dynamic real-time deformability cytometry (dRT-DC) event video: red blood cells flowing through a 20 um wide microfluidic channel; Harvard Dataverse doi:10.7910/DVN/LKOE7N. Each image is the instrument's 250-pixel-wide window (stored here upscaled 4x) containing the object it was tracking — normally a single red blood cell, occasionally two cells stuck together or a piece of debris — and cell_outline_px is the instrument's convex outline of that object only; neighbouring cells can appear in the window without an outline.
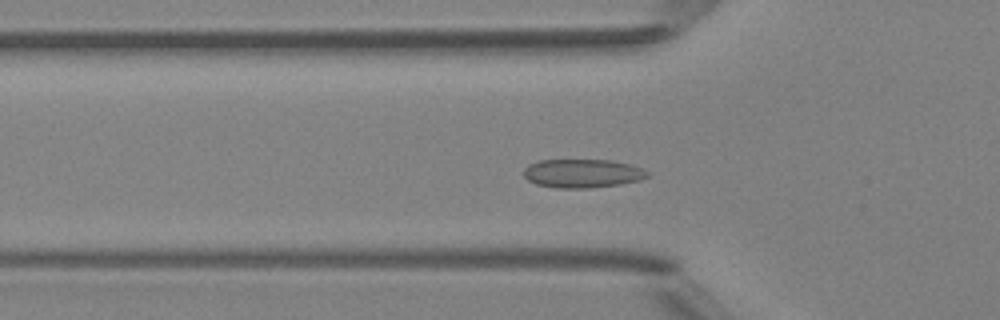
{"species": "Egyptian fruit bat (a non-hibernating species)", "species_latin": "Rousettus aegyptiacus", "temperature_condition": "room temperature", "stored_images_in_passage": 44, "camera_frame_rate_fps": 3000, "um_per_image_px": 0.085, "animal": {"sex": "female"}, "frame": {"image": 1, "passage_image": 15, "time_ms": 4.667, "image_size_px": [1000, 320], "cell_outline_px": [[648, 176], [640, 180], [620, 184], [588, 188], [556, 188], [536, 184], [528, 180], [524, 176], [524, 168], [528, 164], [540, 160], [608, 160], [628, 164], [640, 168], [648, 172]], "centroid_in_image_um": [49.46, 14.74], "position_along_channel_um": 76.3, "area_um2": 20.52}}
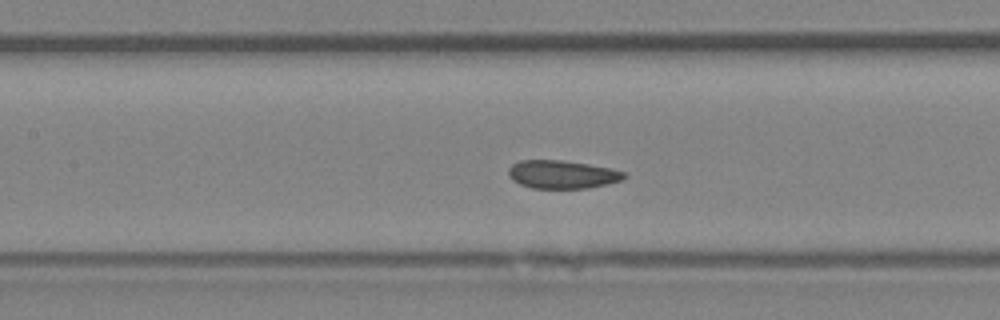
{"frame": {"image": 2, "passage_image": 21, "time_ms": 6.667, "image_size_px": [1000, 320], "cell_outline_px": [[628, 176], [624, 180], [608, 184], [588, 188], [532, 188], [520, 184], [512, 180], [508, 176], [508, 168], [512, 164], [520, 160], [560, 160], [588, 164], [612, 168], [624, 172]], "centroid_in_image_um": [47.8, 14.83], "position_along_channel_um": 159.6, "area_um2": 19.19}}
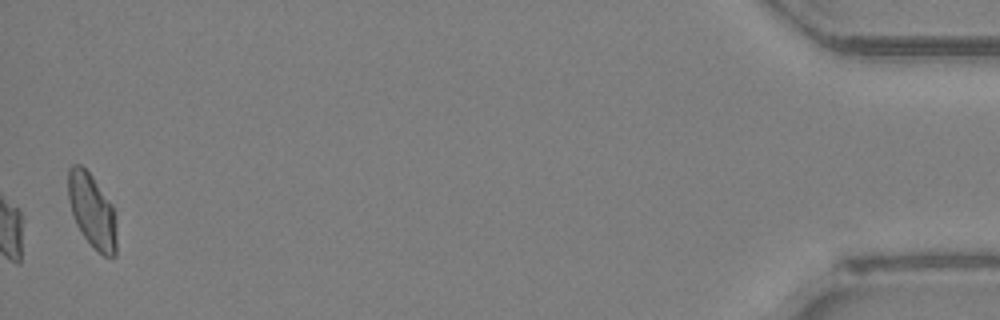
{"frame": {"image": 3, "passage_image": 44, "time_ms": 14.333, "image_size_px": [1000, 320], "cell_outline_px": [[116, 256], [104, 256], [84, 236], [76, 224], [68, 200], [68, 168], [72, 164], [80, 164], [92, 176], [112, 204], [116, 224]], "centroid_in_image_um": [7.82, 17.88], "position_along_channel_um": 427.4, "area_um2": 20.63}, "authors_computed_cell_mechanics": {"area_um2": 20.4323, "velocity_mm_per_s": 4.1996, "shape_relaxation_time_tau1_ms": null, "shape_relaxation_time_tau2_ms": 1.3553, "deformation_change_tau1": null, "deformation_change_tau2": 0.0469}}